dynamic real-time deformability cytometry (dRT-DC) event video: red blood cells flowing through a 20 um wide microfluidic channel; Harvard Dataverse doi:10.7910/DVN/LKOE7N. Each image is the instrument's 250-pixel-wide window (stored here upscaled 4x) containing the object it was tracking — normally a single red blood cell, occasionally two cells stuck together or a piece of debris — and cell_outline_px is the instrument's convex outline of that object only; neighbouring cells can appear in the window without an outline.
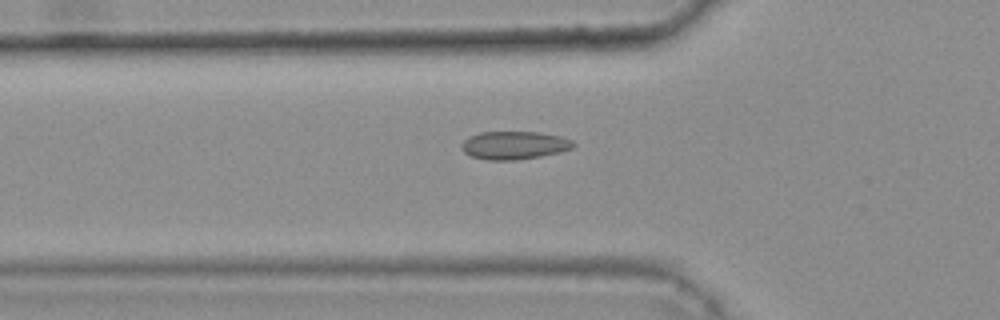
{"species": "common noctule bat (a hibernating species)", "species_latin": "Nyctalus noctula", "temperature_condition": "warm", "stored_images_in_passage": 36, "camera_frame_rate_fps": 3000, "um_per_image_px": 0.085, "animal": {"sex": "female", "body_mass_g": 25.1}, "frame": {"image": 1, "passage_image": 6, "time_ms": 1.667, "image_size_px": [1000, 320], "cell_outline_px": [[576, 144], [572, 148], [560, 152], [540, 156], [516, 160], [488, 160], [472, 156], [464, 152], [460, 148], [460, 144], [464, 140], [480, 132], [540, 132], [560, 136], [572, 140]], "centroid_in_image_um": [43.71, 12.35], "position_along_channel_um": 82.1, "area_um2": 18.26}}
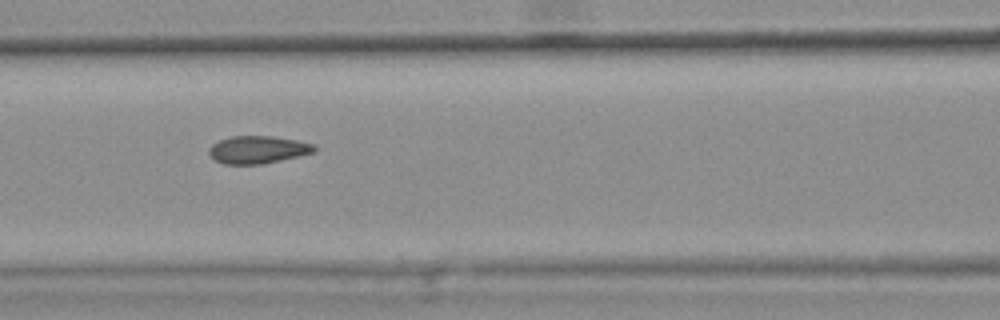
{"frame": {"image": 2, "passage_image": 11, "time_ms": 3.333, "image_size_px": [1000, 320], "cell_outline_px": [[316, 152], [264, 164], [224, 164], [216, 160], [208, 152], [208, 148], [212, 144], [220, 140], [232, 136], [272, 136], [296, 140], [316, 144]], "centroid_in_image_um": [21.95, 12.72], "position_along_channel_um": 144.7, "area_um2": 16.99}, "authors_computed_cell_mechanics": {"area_um2": 16.8198, "velocity_mm_per_s": 3.7236, "shape_relaxation_time_tau1_ms": null, "shape_relaxation_time_tau2_ms": 1.6646, "deformation_change_tau1": null, "deformation_change_tau2": 0.0688}}